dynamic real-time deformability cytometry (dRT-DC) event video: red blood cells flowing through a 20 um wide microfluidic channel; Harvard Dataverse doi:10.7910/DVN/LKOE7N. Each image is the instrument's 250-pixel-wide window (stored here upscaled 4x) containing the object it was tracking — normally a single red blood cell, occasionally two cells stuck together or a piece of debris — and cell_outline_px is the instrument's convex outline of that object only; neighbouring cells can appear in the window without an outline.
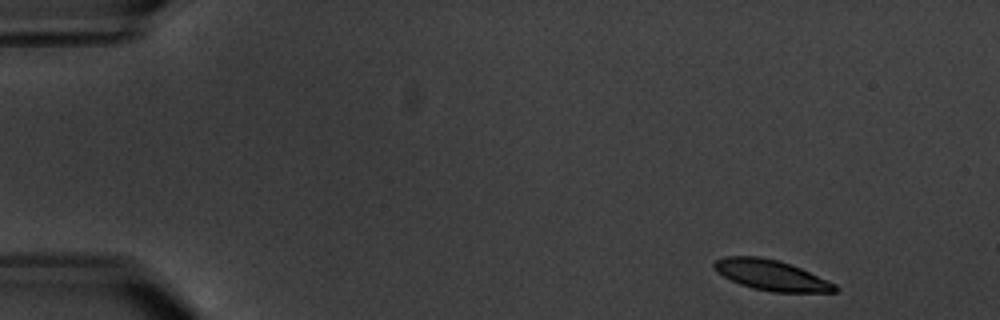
{"species": "common noctule bat (a hibernating species)", "species_latin": "Nyctalus noctula", "temperature_condition": "warm", "stored_images_in_passage": 6, "camera_frame_rate_fps": 3000, "um_per_image_px": 0.085, "animal": {"sex": "male", "body_mass_g": 20.1, "forearm_length_mm": 53.5}, "frame": {"image": 1, "passage_image": 1, "time_ms": 0.0, "image_size_px": [1000, 320], "cell_outline_px": [[840, 288], [836, 292], [772, 292], [752, 288], [740, 284], [716, 272], [712, 264], [716, 260], [724, 256], [760, 256], [776, 260], [800, 268], [828, 280], [836, 284]], "centroid_in_image_um": [65.56, 23.39], "position_along_channel_um": 19.4, "area_um2": 21.39}}
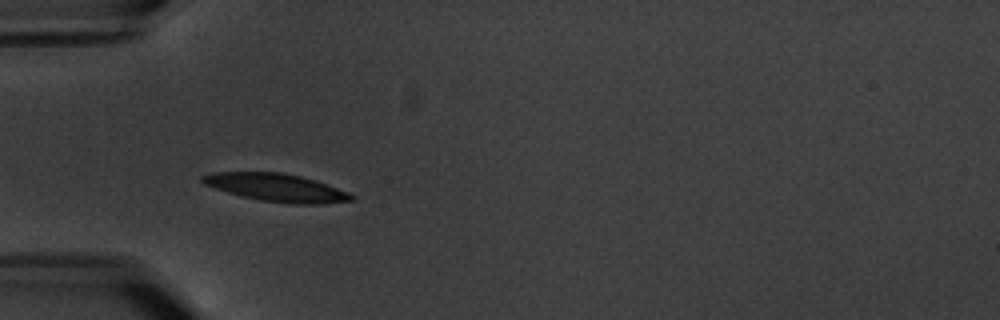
{"frame": {"image": 2, "passage_image": 4, "time_ms": 4.333, "image_size_px": [1000, 320], "cell_outline_px": [[356, 196], [352, 200], [320, 204], [292, 204], [260, 200], [240, 196], [204, 184], [200, 180], [200, 176], [212, 172], [280, 172], [300, 176], [348, 192]], "centroid_in_image_um": [23.45, 15.94], "position_along_channel_um": 61.6, "area_um2": 23.93}}